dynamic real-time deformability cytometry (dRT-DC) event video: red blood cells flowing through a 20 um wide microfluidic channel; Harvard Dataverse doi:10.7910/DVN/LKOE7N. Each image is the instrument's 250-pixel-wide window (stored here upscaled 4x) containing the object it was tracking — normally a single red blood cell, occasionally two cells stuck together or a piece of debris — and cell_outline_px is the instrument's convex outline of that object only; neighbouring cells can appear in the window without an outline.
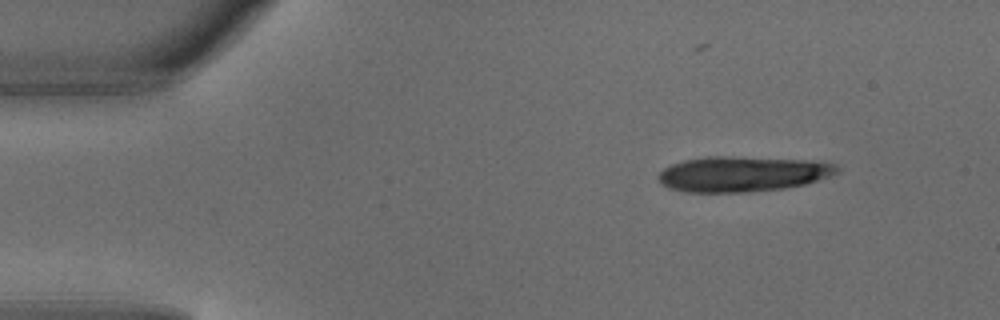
{"species": "common noctule bat (a hibernating species)", "species_latin": "Nyctalus noctula", "temperature_condition": "warm", "stored_images_in_passage": 4, "segment_of_instrument_passage": [1, 2], "camera_frame_rate_fps": 3000, "um_per_image_px": 0.085, "animal": {"sex": "male", "body_mass_g": 18.8}, "frame": {"image": 1, "passage_image": 1, "time_ms": 0.0, "image_size_px": [1000, 320], "cell_outline_px": [[840, 172], [804, 184], [784, 188], [748, 192], [688, 192], [668, 188], [660, 184], [656, 176], [664, 168], [672, 164], [684, 160], [708, 156], [724, 156], [824, 160], [840, 164]], "centroid_in_image_um": [63.16, 14.77], "position_along_channel_um": 21.8, "area_um2": 37.34}}